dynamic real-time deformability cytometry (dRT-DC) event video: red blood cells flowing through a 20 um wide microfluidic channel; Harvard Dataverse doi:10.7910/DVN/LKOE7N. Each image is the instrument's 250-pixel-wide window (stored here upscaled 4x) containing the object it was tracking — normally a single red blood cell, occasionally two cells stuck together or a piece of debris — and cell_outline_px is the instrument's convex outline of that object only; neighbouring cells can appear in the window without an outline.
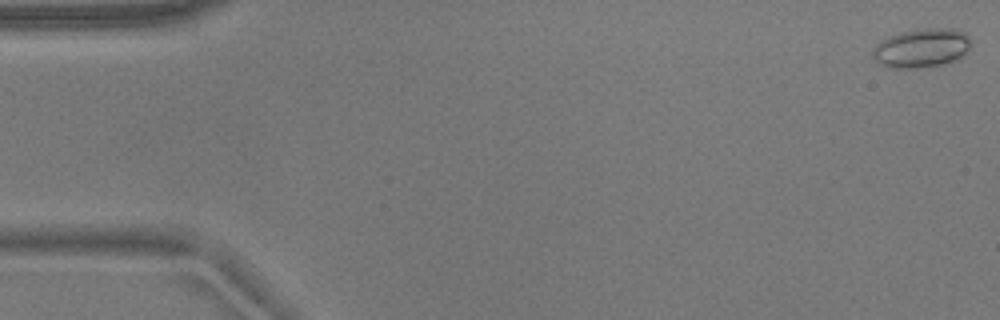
{"species": "common noctule bat (a hibernating species)", "species_latin": "Nyctalus noctula", "temperature_condition": "warm", "stored_images_in_passage": 54, "camera_frame_rate_fps": 3000, "um_per_image_px": 0.085, "animal": {"sex": "male", "body_mass_g": 17.9}, "frame": {"image": 1, "passage_image": 1, "time_ms": 0.0, "image_size_px": [1000, 320], "cell_outline_px": [[972, 44], [968, 52], [964, 56], [956, 60], [944, 64], [916, 68], [888, 68], [880, 64], [872, 56], [872, 52], [876, 44], [880, 40], [888, 36], [900, 32], [916, 28], [956, 28], [964, 32], [972, 40]], "centroid_in_image_um": [78.37, 4.07], "position_along_channel_um": 6.6, "area_um2": 22.95}}
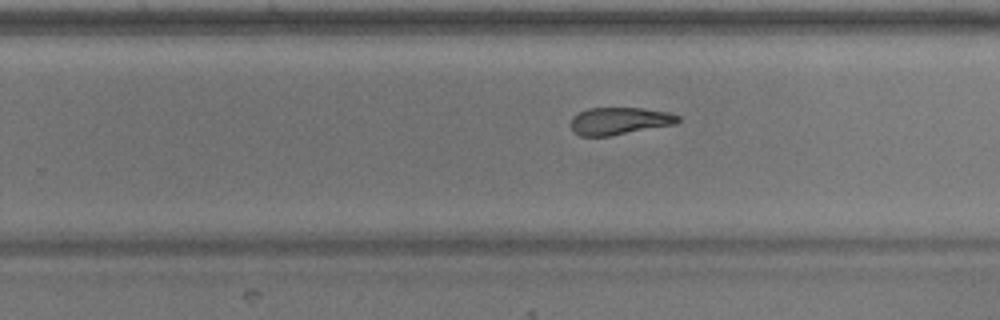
{"frame": {"image": 2, "passage_image": 34, "time_ms": 11.0, "image_size_px": [1000, 320], "cell_outline_px": [[680, 120], [676, 124], [612, 136], [580, 136], [572, 132], [572, 116], [588, 108], [644, 108], [668, 112], [680, 116]], "centroid_in_image_um": [52.67, 10.29], "position_along_channel_um": 277.1, "area_um2": 17.22}}
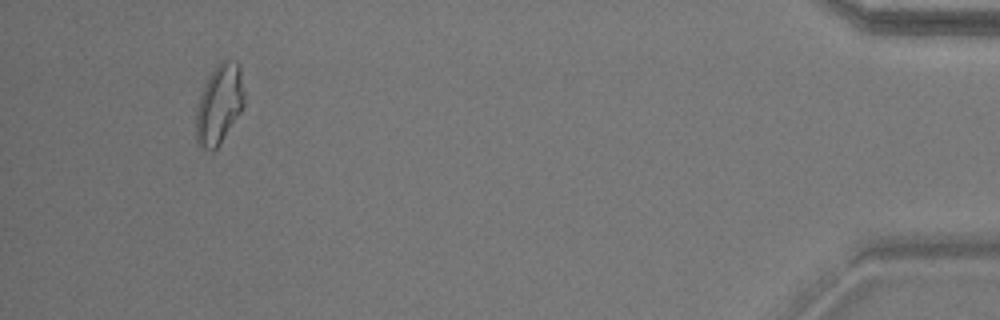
{"frame": {"image": 3, "passage_image": 51, "time_ms": 16.667, "image_size_px": [1000, 320], "cell_outline_px": [[244, 108], [220, 144], [212, 152], [204, 148], [196, 140], [196, 108], [204, 84], [208, 76], [216, 64], [220, 60], [236, 60], [240, 64], [244, 92]], "centroid_in_image_um": [18.66, 8.83], "position_along_channel_um": 416.5, "area_um2": 22.72}, "authors_computed_cell_mechanics": {"area_um2": 18.8428, "velocity_mm_per_s": 3.7243, "shape_relaxation_time_tau1_ms": 5.5935, "shape_relaxation_time_tau2_ms": 5.6961, "deformation_change_tau1": 0.1418, "deformation_change_tau2": 0.1588}}